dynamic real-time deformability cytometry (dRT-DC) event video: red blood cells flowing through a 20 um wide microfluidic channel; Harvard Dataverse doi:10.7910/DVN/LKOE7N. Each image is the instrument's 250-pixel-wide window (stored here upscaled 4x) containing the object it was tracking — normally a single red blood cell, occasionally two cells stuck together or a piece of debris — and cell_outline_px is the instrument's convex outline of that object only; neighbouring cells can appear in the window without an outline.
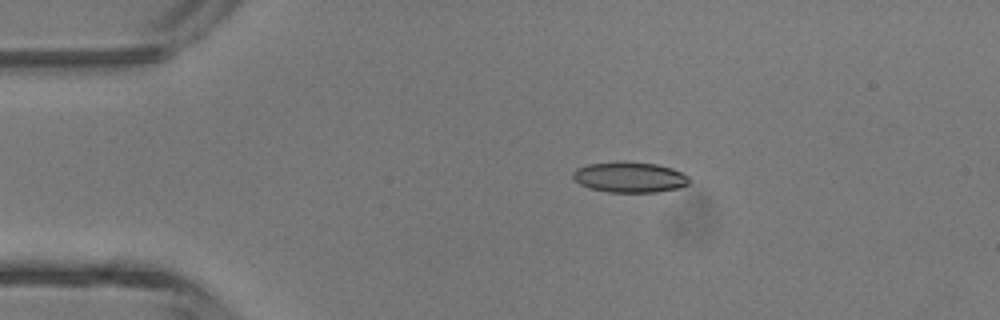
{"species": "common noctule bat (a hibernating species)", "species_latin": "Nyctalus noctula", "temperature_condition": "room temperature", "stored_images_in_passage": 3, "camera_frame_rate_fps": 3000, "um_per_image_px": 0.085, "animal": {"sex": "male", "body_mass_g": 13.3}, "frame": {"image": 1, "passage_image": 2, "time_ms": 2.0, "image_size_px": [1000, 320], "cell_outline_px": [[688, 184], [676, 188], [656, 192], [608, 192], [588, 188], [580, 184], [572, 176], [572, 172], [576, 168], [588, 164], [616, 160], [624, 160], [656, 164], [672, 168], [688, 176]], "centroid_in_image_um": [53.46, 15.04], "position_along_channel_um": 31.5, "area_um2": 20.92}}